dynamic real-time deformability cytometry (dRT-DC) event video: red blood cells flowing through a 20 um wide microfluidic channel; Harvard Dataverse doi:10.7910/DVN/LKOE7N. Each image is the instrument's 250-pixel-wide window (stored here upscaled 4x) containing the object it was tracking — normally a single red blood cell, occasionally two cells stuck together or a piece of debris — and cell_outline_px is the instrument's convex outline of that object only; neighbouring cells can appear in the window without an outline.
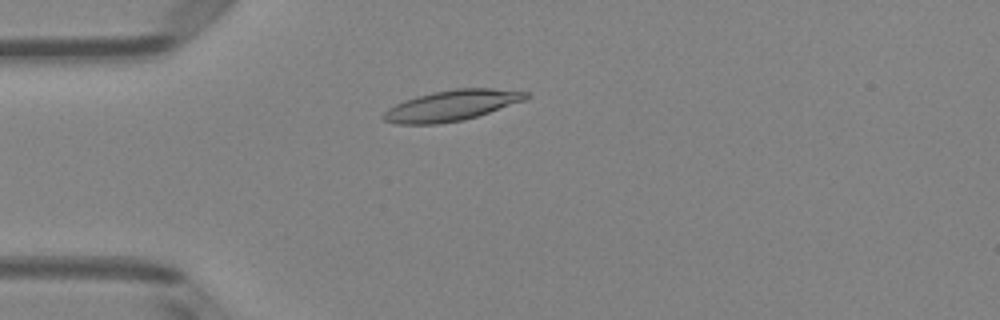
{"species": "Egyptian fruit bat (a non-hibernating species)", "species_latin": "Rousettus aegyptiacus", "temperature_condition": "room temperature", "stored_images_in_passage": 41, "camera_frame_rate_fps": 3000, "um_per_image_px": 0.085, "animal": {"sex": "female"}, "frame": {"image": 1, "passage_image": 4, "time_ms": 1.0, "image_size_px": [1000, 320], "cell_outline_px": [[532, 96], [524, 100], [464, 120], [440, 124], [396, 124], [384, 120], [380, 116], [388, 108], [404, 100], [416, 96], [432, 92], [456, 88], [492, 88], [528, 92]], "centroid_in_image_um": [38.36, 8.97], "position_along_channel_um": 46.6, "area_um2": 25.43}}
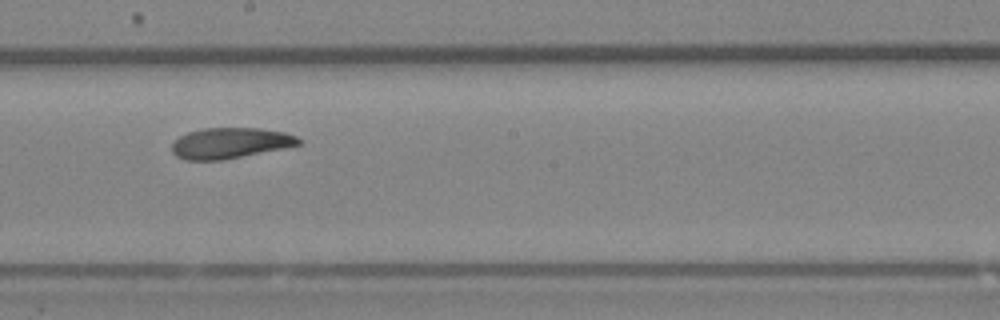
{"frame": {"image": 2, "passage_image": 19, "time_ms": 6.0, "image_size_px": [1000, 320], "cell_outline_px": [[304, 144], [224, 160], [184, 160], [176, 156], [172, 152], [172, 144], [180, 136], [188, 132], [204, 128], [260, 128], [284, 132], [296, 136], [304, 140]], "centroid_in_image_um": [19.61, 12.16], "position_along_channel_um": 228.6, "area_um2": 22.89}}
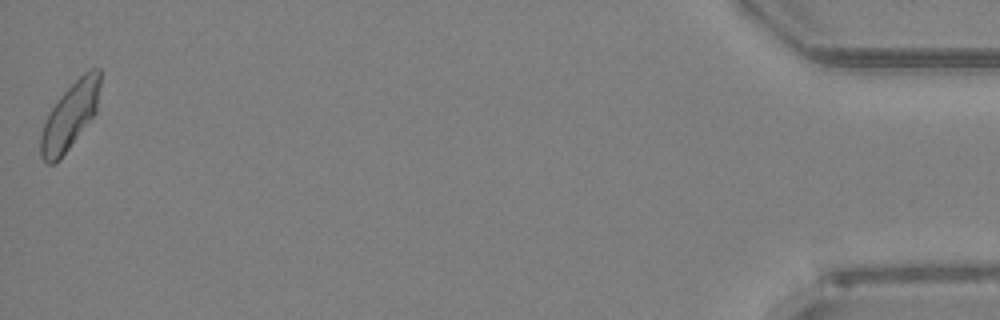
{"frame": {"image": 3, "passage_image": 41, "time_ms": 13.333, "image_size_px": [1000, 320], "cell_outline_px": [[100, 84], [96, 112], [60, 160], [56, 164], [48, 164], [40, 156], [40, 136], [44, 124], [52, 108], [60, 96], [84, 72], [92, 68], [100, 68]], "centroid_in_image_um": [5.94, 9.88], "position_along_channel_um": 429.3, "area_um2": 22.72}, "authors_computed_cell_mechanics": {"area_um2": 23.5246, "velocity_mm_per_s": 4.0017, "shape_relaxation_time_tau1_ms": 6.8174, "shape_relaxation_time_tau2_ms": 3.9127, "deformation_change_tau1": 0.1597, "deformation_change_tau2": 0.1023}}